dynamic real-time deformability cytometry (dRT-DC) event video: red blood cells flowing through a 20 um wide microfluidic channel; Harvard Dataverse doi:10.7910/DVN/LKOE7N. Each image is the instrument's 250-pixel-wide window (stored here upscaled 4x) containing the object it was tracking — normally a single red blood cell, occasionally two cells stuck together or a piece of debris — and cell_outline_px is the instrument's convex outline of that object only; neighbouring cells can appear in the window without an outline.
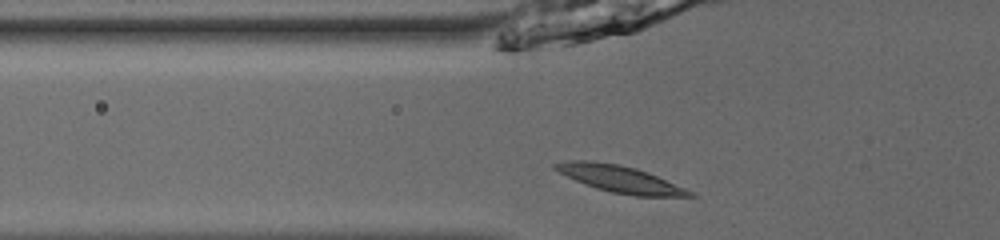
{"species": "common noctule bat (a hibernating species)", "species_latin": "Nyctalus noctula", "temperature_condition": "room temperature", "stored_images_in_passage": 44, "camera_frame_rate_fps": 3000, "um_per_image_px": 0.085, "animal": {"sex": "male", "body_mass_g": 13.0, "forearm_length_mm": 53.1}, "frame": {"image": 1, "passage_image": 10, "time_ms": 3.0, "image_size_px": [1000, 240], "cell_outline_px": [[696, 196], [636, 196], [612, 192], [596, 188], [584, 184], [552, 168], [552, 164], [568, 160], [592, 160], [620, 164], [636, 168], [648, 172], [684, 188], [692, 192]], "centroid_in_image_um": [52.65, 15.19], "position_along_channel_um": 73.1, "area_um2": 20.81}}
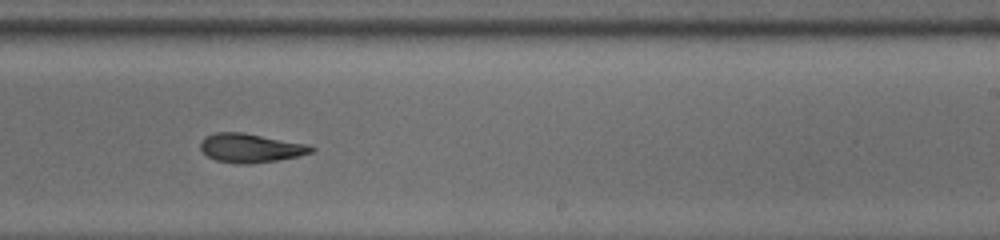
{"frame": {"image": 2, "passage_image": 25, "time_ms": 8.0, "image_size_px": [1000, 240], "cell_outline_px": [[316, 148], [312, 152], [300, 156], [252, 164], [240, 164], [216, 160], [208, 156], [200, 148], [200, 140], [204, 136], [216, 132], [244, 132], [308, 144]], "centroid_in_image_um": [21.3, 12.57], "position_along_channel_um": 267.7, "area_um2": 18.84}}
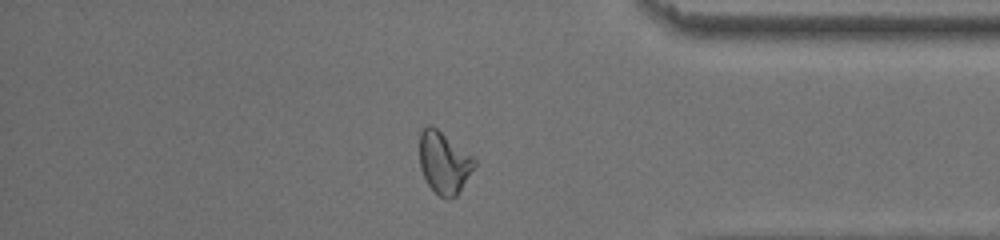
{"frame": {"image": 3, "passage_image": 36, "time_ms": 11.667, "image_size_px": [1000, 240], "cell_outline_px": [[476, 164], [456, 196], [448, 200], [440, 196], [428, 184], [420, 168], [420, 132], [428, 124], [436, 128], [472, 156], [476, 160]], "centroid_in_image_um": [37.73, 13.83], "position_along_channel_um": 397.5, "area_um2": 19.36}}